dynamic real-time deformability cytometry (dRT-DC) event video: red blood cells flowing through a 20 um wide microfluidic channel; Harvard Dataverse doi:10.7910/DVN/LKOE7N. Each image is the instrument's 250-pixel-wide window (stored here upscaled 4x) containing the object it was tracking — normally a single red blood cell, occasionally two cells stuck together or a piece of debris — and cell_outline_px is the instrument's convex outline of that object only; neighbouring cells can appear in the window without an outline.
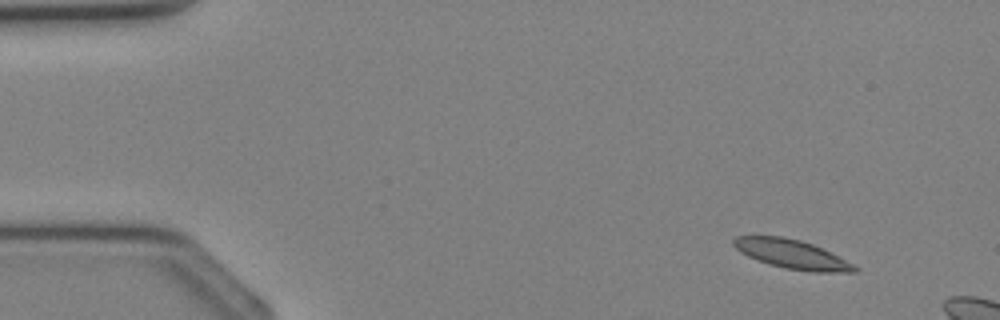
{"species": "Egyptian fruit bat (a non-hibernating species)", "species_latin": "Rousettus aegyptiacus", "temperature_condition": "cold", "stored_images_in_passage": 6, "camera_frame_rate_fps": 3000, "um_per_image_px": 0.085, "animal": {"sex": "female"}, "frame": {"image": 1, "passage_image": 1, "time_ms": 0.0, "image_size_px": [1000, 320], "cell_outline_px": [[860, 268], [856, 272], [812, 272], [784, 268], [768, 264], [756, 260], [740, 252], [732, 244], [732, 240], [736, 236], [780, 236], [800, 240], [812, 244]], "centroid_in_image_um": [67.25, 21.61], "position_along_channel_um": 17.7, "area_um2": 20.23}}